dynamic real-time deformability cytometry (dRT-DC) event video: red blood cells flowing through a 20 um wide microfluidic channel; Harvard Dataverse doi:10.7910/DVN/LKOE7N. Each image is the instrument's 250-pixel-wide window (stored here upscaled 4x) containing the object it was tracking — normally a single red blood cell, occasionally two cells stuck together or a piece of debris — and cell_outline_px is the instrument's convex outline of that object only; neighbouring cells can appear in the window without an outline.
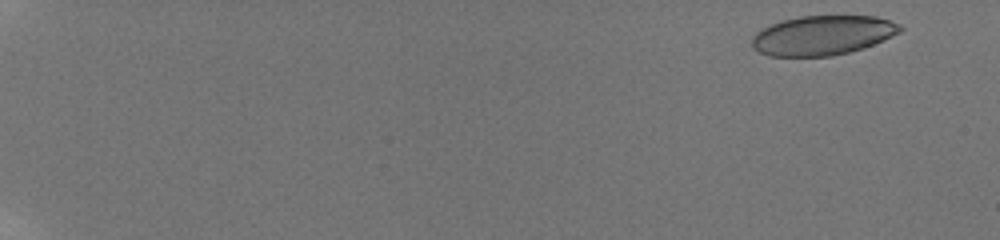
{"species": "human", "species_latin": "Homo sapiens", "temperature_condition": "room temperature", "stored_images_in_passage": 26, "camera_frame_rate_fps": 3000, "um_per_image_px": 0.085, "donor": {"sex": "male"}, "frame": {"image": 1, "passage_image": 2, "time_ms": 0.667, "image_size_px": [1000, 240], "cell_outline_px": [[904, 28], [900, 32], [872, 44], [848, 52], [832, 56], [768, 56], [752, 48], [752, 36], [756, 32], [772, 24], [784, 20], [800, 16], [876, 16], [900, 24]], "centroid_in_image_um": [69.9, 3.0], "position_along_channel_um": 15.1, "area_um2": 33.81}}
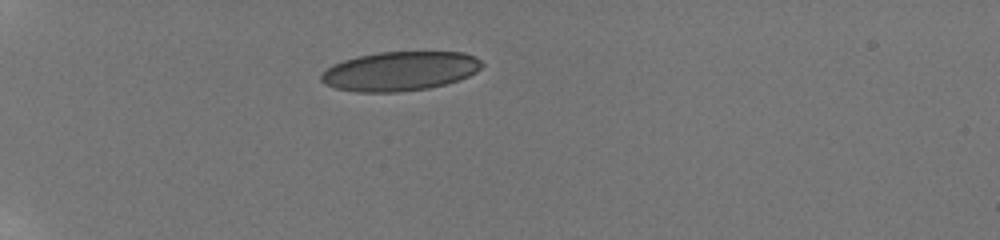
{"frame": {"image": 2, "passage_image": 20, "time_ms": 6.0, "image_size_px": [1000, 240], "cell_outline_px": [[484, 64], [476, 72], [460, 80], [428, 88], [400, 92], [356, 92], [336, 88], [324, 84], [320, 80], [320, 76], [332, 64], [344, 60], [360, 56], [380, 52], [464, 52], [480, 60]], "centroid_in_image_um": [33.99, 6.05], "position_along_channel_um": 51.0, "area_um2": 36.65}}
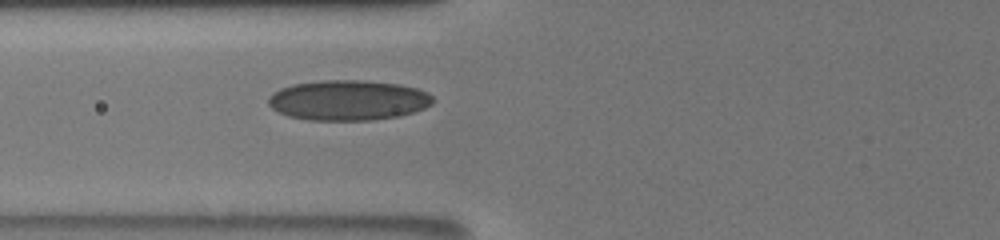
{"frame": {"image": 3, "passage_image": 26, "time_ms": 8.333, "image_size_px": [1000, 240], "cell_outline_px": [[436, 100], [432, 104], [424, 108], [400, 116], [372, 120], [308, 120], [288, 116], [272, 108], [268, 104], [268, 100], [280, 88], [292, 84], [324, 80], [364, 80], [400, 84], [416, 88], [428, 92]], "centroid_in_image_um": [29.64, 8.52], "position_along_channel_um": 96.2, "area_um2": 38.61}}